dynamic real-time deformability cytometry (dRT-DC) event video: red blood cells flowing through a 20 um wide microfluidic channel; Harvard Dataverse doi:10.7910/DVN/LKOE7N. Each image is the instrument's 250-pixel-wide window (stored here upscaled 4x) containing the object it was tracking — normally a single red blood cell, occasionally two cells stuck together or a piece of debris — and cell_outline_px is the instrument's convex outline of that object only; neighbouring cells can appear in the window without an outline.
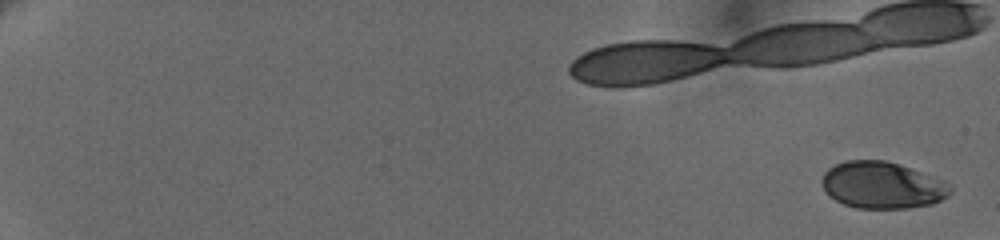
{"species": "human", "species_latin": "Homo sapiens", "temperature_condition": "cold", "stored_images_in_passage": 10, "camera_frame_rate_fps": 3000, "um_per_image_px": 0.085, "donor": {"sex": "female"}, "frame": {"image": 1, "passage_image": 1, "time_ms": 0.0, "image_size_px": [1000, 240], "cell_outline_px": [[952, 192], [948, 196], [932, 204], [908, 208], [856, 208], [844, 204], [836, 200], [824, 188], [820, 180], [824, 172], [828, 168], [844, 160], [884, 160], [900, 164], [912, 168], [944, 180], [952, 188]], "centroid_in_image_um": [75.01, 15.73], "position_along_channel_um": 10.0, "area_um2": 35.08}}